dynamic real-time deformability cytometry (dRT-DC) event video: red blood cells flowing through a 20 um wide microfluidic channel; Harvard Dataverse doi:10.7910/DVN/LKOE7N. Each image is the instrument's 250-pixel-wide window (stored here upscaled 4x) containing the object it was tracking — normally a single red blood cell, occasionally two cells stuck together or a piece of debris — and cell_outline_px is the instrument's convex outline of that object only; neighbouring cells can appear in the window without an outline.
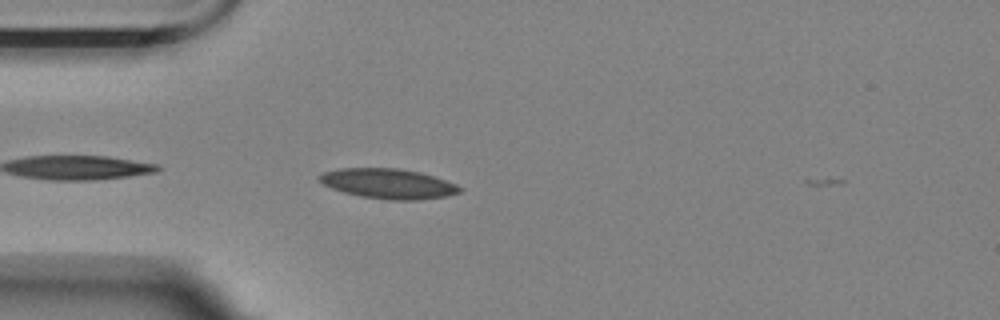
{"species": "Egyptian fruit bat (a non-hibernating species)", "species_latin": "Rousettus aegyptiacus", "temperature_condition": "room temperature", "stored_images_in_passage": 3, "camera_frame_rate_fps": 3000, "um_per_image_px": 0.085, "animal": {"sex": "female"}, "frame": {"image": 1, "passage_image": 2, "time_ms": 0.333, "image_size_px": [1000, 320], "cell_outline_px": [[464, 188], [460, 192], [444, 196], [416, 200], [388, 200], [360, 196], [344, 192], [332, 188], [316, 180], [316, 176], [320, 172], [336, 168], [396, 168], [420, 172], [456, 184]], "centroid_in_image_um": [32.92, 15.6], "position_along_channel_um": 52.1, "area_um2": 24.62}}